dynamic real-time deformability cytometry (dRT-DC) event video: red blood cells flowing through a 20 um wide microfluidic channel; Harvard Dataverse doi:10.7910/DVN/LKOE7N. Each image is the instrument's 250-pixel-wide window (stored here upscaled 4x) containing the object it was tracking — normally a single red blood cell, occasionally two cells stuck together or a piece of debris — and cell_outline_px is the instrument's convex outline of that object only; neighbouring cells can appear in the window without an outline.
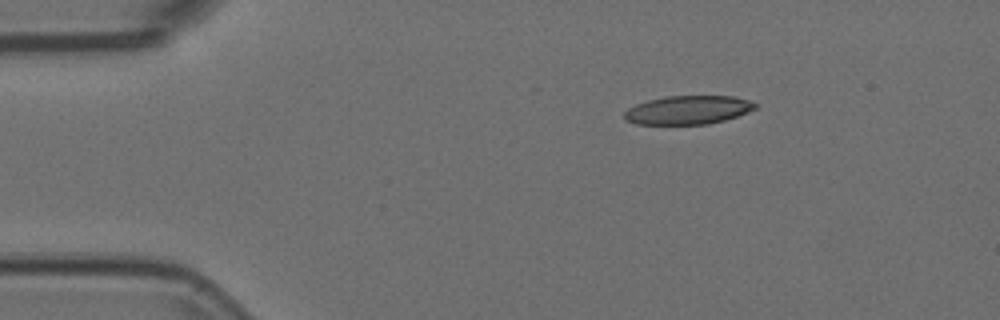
{"species": "Egyptian fruit bat (a non-hibernating species)", "species_latin": "Rousettus aegyptiacus", "temperature_condition": "room temperature", "stored_images_in_passage": 46, "camera_frame_rate_fps": 3000, "um_per_image_px": 0.085, "animal": {"sex": "female"}, "frame": {"image": 1, "passage_image": 1, "time_ms": 0.0, "image_size_px": [1000, 320], "cell_outline_px": [[756, 108], [736, 116], [724, 120], [708, 124], [636, 124], [624, 120], [624, 112], [628, 108], [636, 104], [648, 100], [668, 96], [732, 96], [748, 100], [756, 104]], "centroid_in_image_um": [58.44, 9.35], "position_along_channel_um": 26.6, "area_um2": 21.68}}
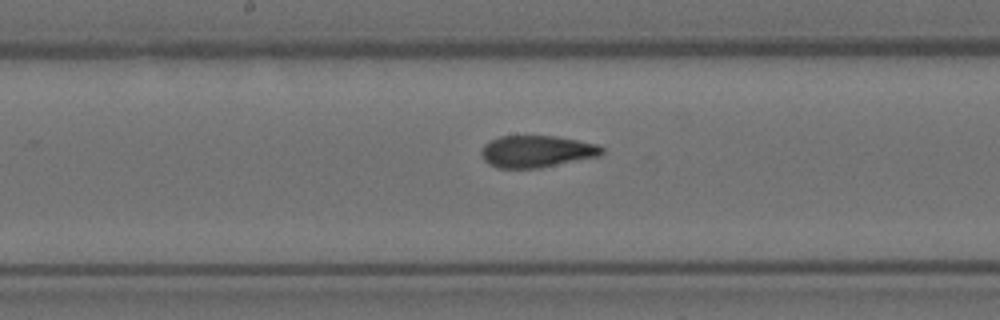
{"frame": {"image": 2, "passage_image": 20, "time_ms": 6.333, "image_size_px": [1000, 320], "cell_outline_px": [[604, 152], [600, 156], [540, 168], [496, 168], [488, 164], [484, 160], [480, 152], [484, 144], [488, 140], [500, 136], [556, 136], [596, 144], [604, 148]], "centroid_in_image_um": [45.59, 12.87], "position_along_channel_um": 202.6, "area_um2": 22.6}}
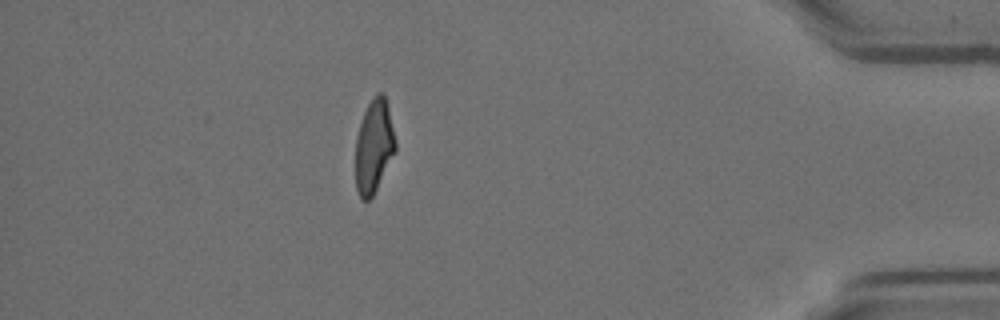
{"frame": {"image": 3, "passage_image": 40, "time_ms": 13.0, "image_size_px": [1000, 320], "cell_outline_px": [[396, 152], [372, 196], [368, 200], [360, 200], [356, 188], [356, 136], [364, 112], [368, 104], [376, 92], [384, 92], [396, 140]], "centroid_in_image_um": [31.79, 12.43], "position_along_channel_um": 403.4, "area_um2": 21.73}, "authors_computed_cell_mechanics": {"area_um2": 22.7732, "velocity_mm_per_s": 3.7291, "shape_relaxation_time_tau1_ms": null, "shape_relaxation_time_tau2_ms": 1.5724, "deformation_change_tau1": null, "deformation_change_tau2": 0.0892}}